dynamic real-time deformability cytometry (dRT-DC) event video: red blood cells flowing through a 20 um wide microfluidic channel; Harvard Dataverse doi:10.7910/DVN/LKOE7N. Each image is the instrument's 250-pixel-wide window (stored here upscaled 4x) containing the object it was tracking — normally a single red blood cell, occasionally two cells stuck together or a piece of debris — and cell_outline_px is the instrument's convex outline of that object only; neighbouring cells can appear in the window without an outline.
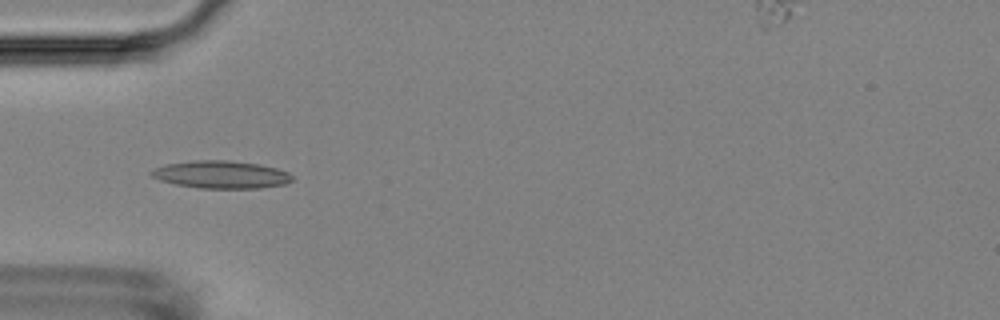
{"species": "Egyptian fruit bat (a non-hibernating species)", "species_latin": "Rousettus aegyptiacus", "temperature_condition": "room temperature", "stored_images_in_passage": 5, "camera_frame_rate_fps": 3000, "um_per_image_px": 0.085, "animal": {"sex": "female"}, "frame": {"image": 1, "passage_image": 5, "time_ms": 4.667, "image_size_px": [1000, 320], "cell_outline_px": [[292, 180], [284, 184], [260, 188], [200, 188], [176, 184], [160, 180], [152, 176], [148, 172], [164, 164], [196, 160], [228, 160], [260, 164], [276, 168], [288, 172], [292, 176]], "centroid_in_image_um": [18.79, 14.83], "position_along_channel_um": 66.2, "area_um2": 22.6}}